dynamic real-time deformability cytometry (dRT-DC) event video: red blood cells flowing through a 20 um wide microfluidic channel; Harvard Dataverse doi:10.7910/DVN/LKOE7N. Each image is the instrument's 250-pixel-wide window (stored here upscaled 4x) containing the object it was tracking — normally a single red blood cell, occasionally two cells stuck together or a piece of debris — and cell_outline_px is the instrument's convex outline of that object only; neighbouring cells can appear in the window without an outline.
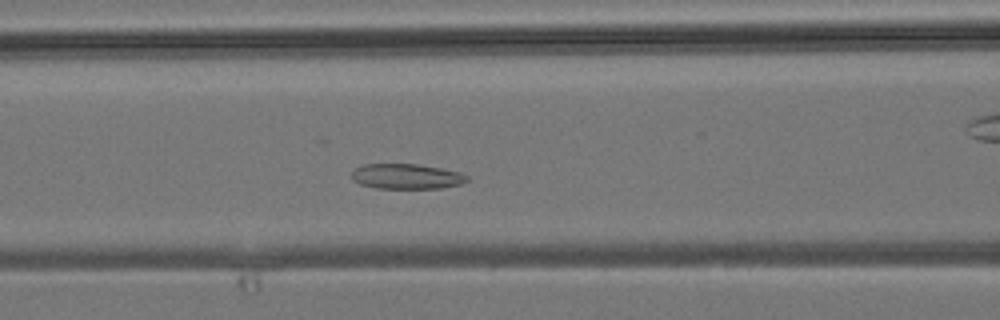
{"species": "common noctule bat (a hibernating species)", "species_latin": "Nyctalus noctula", "temperature_condition": "room temperature", "stored_images_in_passage": 42, "camera_frame_rate_fps": 3000, "um_per_image_px": 0.085, "animal": {"sex": "male", "body_mass_g": 19.2, "forearm_length_mm": 51.8}, "frame": {"image": 1, "passage_image": 15, "time_ms": 4.667, "image_size_px": [1000, 320], "cell_outline_px": [[468, 180], [460, 184], [440, 188], [376, 188], [360, 184], [352, 180], [352, 172], [356, 168], [364, 164], [416, 164], [440, 168], [460, 172], [468, 176]], "centroid_in_image_um": [34.54, 14.99], "position_along_channel_um": 132.1, "area_um2": 16.82}}
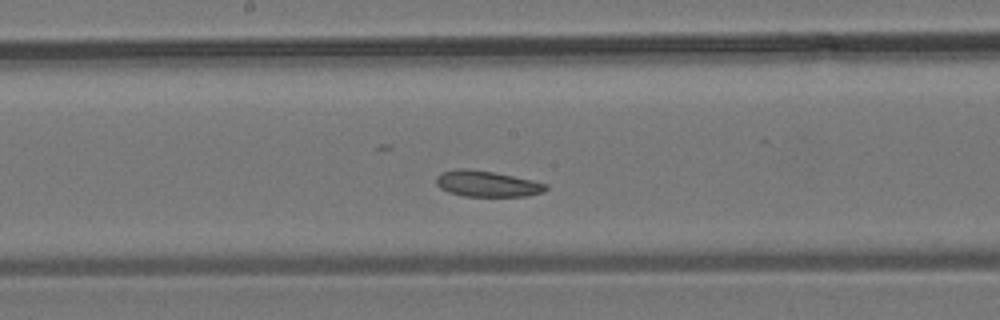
{"frame": {"image": 2, "passage_image": 20, "time_ms": 6.333, "image_size_px": [1000, 320], "cell_outline_px": [[548, 188], [544, 192], [528, 196], [464, 196], [448, 192], [440, 188], [436, 184], [436, 176], [440, 172], [456, 168], [468, 168], [496, 172], [532, 180], [548, 184]], "centroid_in_image_um": [41.38, 15.61], "position_along_channel_um": 206.8, "area_um2": 16.88}}
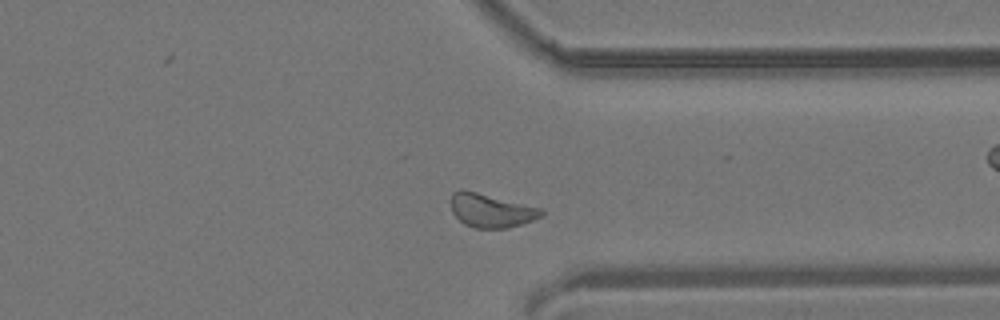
{"frame": {"image": 3, "passage_image": 31, "time_ms": 10.0, "image_size_px": [1000, 320], "cell_outline_px": [[544, 216], [508, 228], [476, 228], [464, 224], [452, 212], [452, 192], [460, 188], [464, 188], [540, 208], [544, 212]], "centroid_in_image_um": [41.72, 17.87], "position_along_channel_um": 369.7, "area_um2": 17.74}}